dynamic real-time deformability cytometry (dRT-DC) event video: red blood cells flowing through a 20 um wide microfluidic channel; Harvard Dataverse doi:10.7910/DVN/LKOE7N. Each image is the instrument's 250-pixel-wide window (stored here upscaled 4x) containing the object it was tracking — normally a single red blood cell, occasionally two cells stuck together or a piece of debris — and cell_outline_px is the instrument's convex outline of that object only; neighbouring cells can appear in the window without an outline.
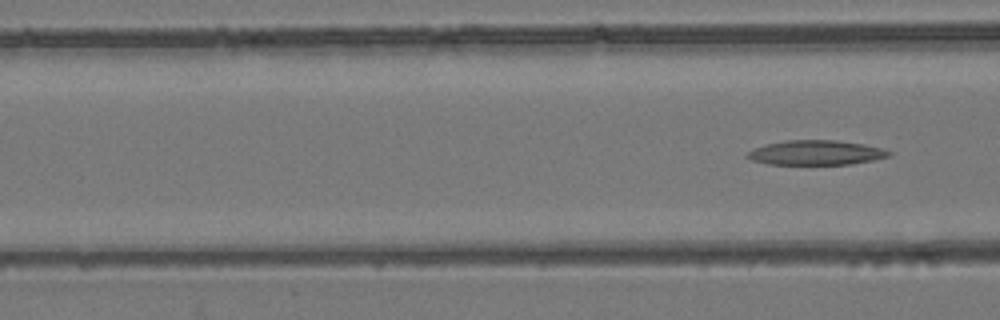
{"species": "common noctule bat (a hibernating species)", "species_latin": "Nyctalus noctula", "temperature_condition": "room temperature", "stored_images_in_passage": 6, "camera_frame_rate_fps": 3000, "um_per_image_px": 0.085, "animal": {"sex": "female", "body_mass_g": 24.6, "forearm_length_mm": 56.2}, "frame": {"image": 1, "passage_image": 6, "time_ms": 1.667, "image_size_px": [1000, 320], "cell_outline_px": [[892, 152], [888, 156], [872, 160], [848, 164], [768, 164], [752, 160], [744, 156], [748, 152], [756, 148], [768, 144], [784, 140], [836, 140], [864, 144], [884, 148]], "centroid_in_image_um": [69.36, 12.97], "position_along_channel_um": 97.2, "area_um2": 20.17}}